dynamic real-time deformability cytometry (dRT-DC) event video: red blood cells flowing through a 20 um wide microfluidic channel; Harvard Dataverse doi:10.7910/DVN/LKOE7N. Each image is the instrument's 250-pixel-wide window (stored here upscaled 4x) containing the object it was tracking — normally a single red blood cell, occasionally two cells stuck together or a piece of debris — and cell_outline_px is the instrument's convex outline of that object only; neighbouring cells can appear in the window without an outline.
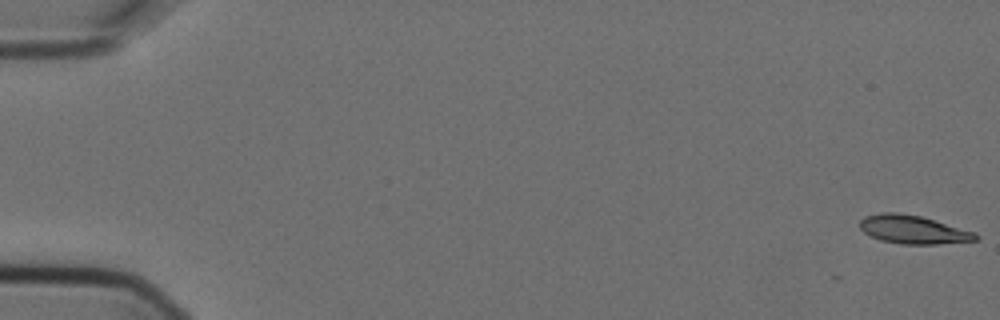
{"species": "Egyptian fruit bat (a non-hibernating species)", "species_latin": "Rousettus aegyptiacus", "temperature_condition": "cold", "stored_images_in_passage": 5, "camera_frame_rate_fps": 3000, "um_per_image_px": 0.085, "animal": {"sex": "female"}, "frame": {"image": 1, "passage_image": 1, "time_ms": 0.0, "image_size_px": [1000, 320], "cell_outline_px": [[980, 236], [976, 240], [936, 244], [900, 244], [880, 240], [864, 232], [860, 228], [860, 220], [864, 216], [880, 212], [896, 212], [920, 216], [976, 232]], "centroid_in_image_um": [77.6, 19.51], "position_along_channel_um": 7.4, "area_um2": 19.13}}
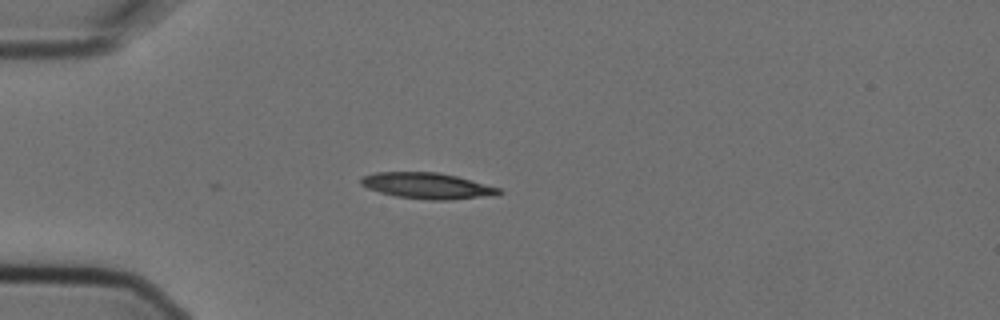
{"frame": {"image": 2, "passage_image": 5, "time_ms": 1.333, "image_size_px": [1000, 320], "cell_outline_px": [[504, 192], [480, 196], [452, 200], [432, 200], [396, 196], [380, 192], [368, 188], [360, 184], [360, 180], [364, 176], [376, 172], [436, 172], [456, 176], [500, 188]], "centroid_in_image_um": [36.27, 15.78], "position_along_channel_um": 48.7, "area_um2": 20.46}}